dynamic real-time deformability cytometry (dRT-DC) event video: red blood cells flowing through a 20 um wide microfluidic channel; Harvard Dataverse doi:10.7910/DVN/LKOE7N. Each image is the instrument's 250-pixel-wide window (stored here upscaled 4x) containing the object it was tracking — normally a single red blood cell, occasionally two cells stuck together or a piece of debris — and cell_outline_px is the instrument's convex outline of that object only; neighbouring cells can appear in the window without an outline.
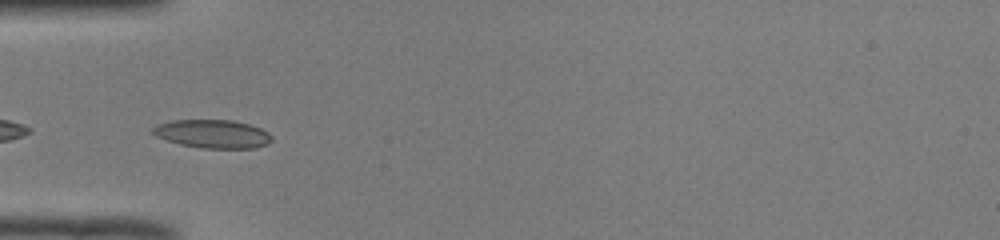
{"species": "common noctule bat (a hibernating species)", "species_latin": "Nyctalus noctula", "temperature_condition": "room temperature", "stored_images_in_passage": 32, "camera_frame_rate_fps": 3000, "um_per_image_px": 0.085, "animal": {"sex": "male", "body_mass_g": 19.0, "forearm_length_mm": 50.8}, "frame": {"image": 1, "passage_image": 4, "time_ms": 1.0, "image_size_px": [1000, 240], "cell_outline_px": [[272, 140], [268, 144], [252, 148], [200, 148], [180, 144], [156, 136], [152, 132], [152, 128], [156, 124], [172, 120], [232, 120], [248, 124], [260, 128], [268, 132], [272, 136]], "centroid_in_image_um": [18.07, 11.38], "position_along_channel_um": 66.9, "area_um2": 19.65}}
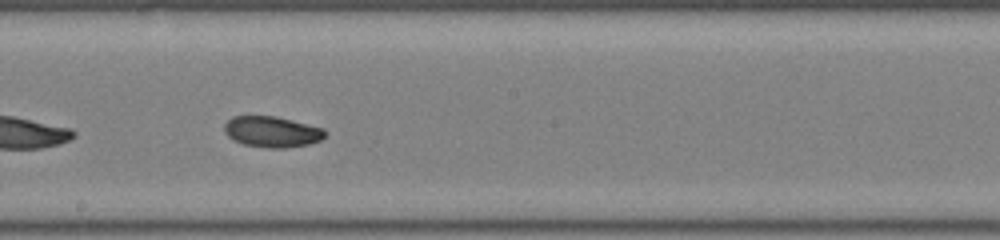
{"frame": {"image": 2, "passage_image": 16, "time_ms": 5.0, "image_size_px": [1000, 240], "cell_outline_px": [[324, 136], [320, 140], [308, 144], [284, 148], [268, 148], [244, 144], [232, 140], [224, 132], [224, 124], [232, 116], [276, 116], [324, 128]], "centroid_in_image_um": [23.08, 11.19], "position_along_channel_um": 225.1, "area_um2": 18.09}}
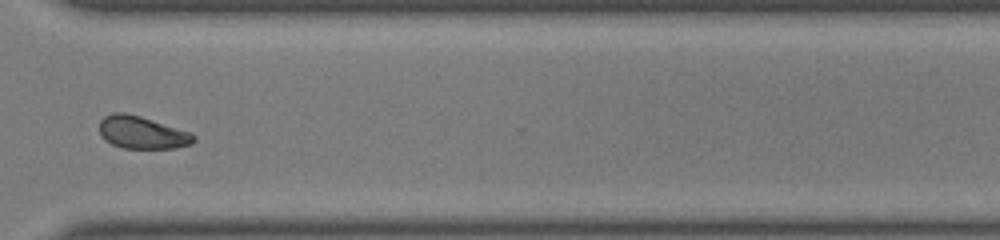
{"frame": {"image": 3, "passage_image": 26, "time_ms": 8.333, "image_size_px": [1000, 240], "cell_outline_px": [[196, 140], [192, 144], [176, 148], [124, 148], [112, 144], [104, 140], [100, 132], [100, 120], [104, 116], [112, 112], [124, 112], [140, 116], [192, 132], [196, 136]], "centroid_in_image_um": [12.1, 11.26], "position_along_channel_um": 358.5, "area_um2": 18.03}, "authors_computed_cell_mechanics": {"area_um2": 18.2648, "velocity_mm_per_s": 3.9814, "shape_relaxation_time_tau1_ms": 9.5569, "shape_relaxation_time_tau2_ms": null, "deformation_change_tau1": 0.1741, "deformation_change_tau2": null}}